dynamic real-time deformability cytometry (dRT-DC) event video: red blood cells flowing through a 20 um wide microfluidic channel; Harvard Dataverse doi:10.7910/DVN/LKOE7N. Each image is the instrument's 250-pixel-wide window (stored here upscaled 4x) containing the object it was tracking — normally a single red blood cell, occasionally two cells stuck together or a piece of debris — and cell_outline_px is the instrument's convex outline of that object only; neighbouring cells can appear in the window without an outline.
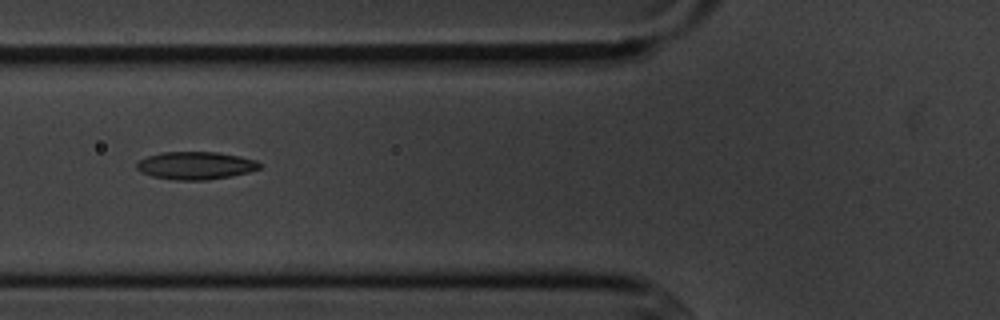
{"species": "common noctule bat (a hibernating species)", "species_latin": "Nyctalus noctula", "temperature_condition": "cold", "stored_images_in_passage": 5, "camera_frame_rate_fps": 3000, "um_per_image_px": 0.085, "animal": {"sex": "male", "body_mass_g": 20.1, "forearm_length_mm": 53.5}, "frame": {"image": 1, "passage_image": 4, "time_ms": 3.333, "image_size_px": [1000, 320], "cell_outline_px": [[260, 168], [248, 172], [232, 176], [208, 180], [176, 180], [152, 176], [140, 172], [136, 168], [136, 164], [140, 160], [148, 156], [160, 152], [216, 152], [240, 156], [256, 160], [260, 164]], "centroid_in_image_um": [16.62, 14.07], "position_along_channel_um": 109.2, "area_um2": 19.88}}
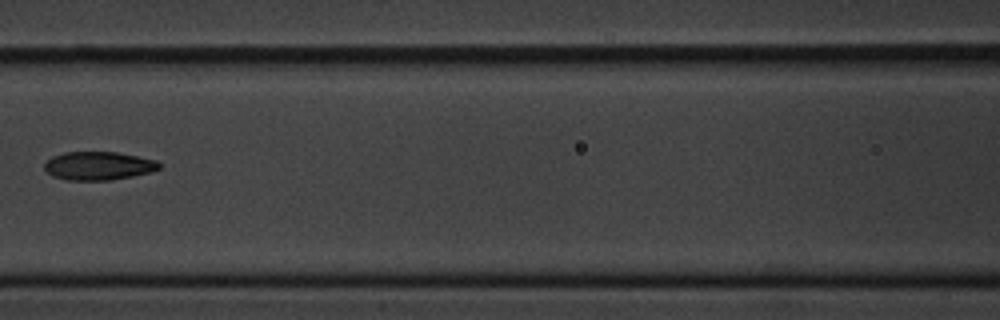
{"frame": {"image": 2, "passage_image": 5, "time_ms": 4.667, "image_size_px": [1000, 320], "cell_outline_px": [[160, 168], [152, 172], [112, 180], [64, 180], [52, 176], [44, 168], [44, 164], [52, 156], [64, 152], [116, 152], [156, 160], [160, 164]], "centroid_in_image_um": [8.35, 14.1], "position_along_channel_um": 158.2, "area_um2": 19.02}}